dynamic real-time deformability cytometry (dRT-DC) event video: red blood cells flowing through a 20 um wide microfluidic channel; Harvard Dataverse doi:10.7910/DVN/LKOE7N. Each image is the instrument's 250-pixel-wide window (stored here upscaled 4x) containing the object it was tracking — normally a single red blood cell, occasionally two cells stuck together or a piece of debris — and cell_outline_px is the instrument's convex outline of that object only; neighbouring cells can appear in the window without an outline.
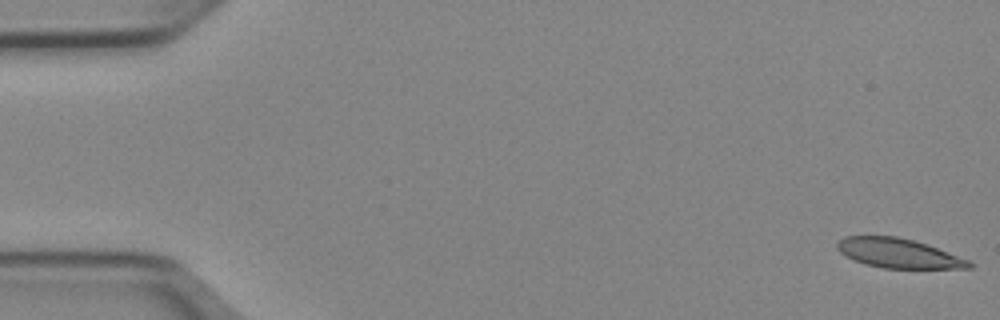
{"species": "Egyptian fruit bat (a non-hibernating species)", "species_latin": "Rousettus aegyptiacus", "temperature_condition": "cold", "stored_images_in_passage": 51, "camera_frame_rate_fps": 3000, "um_per_image_px": 0.085, "animal": {"sex": "female"}, "frame": {"image": 1, "passage_image": 1, "time_ms": 0.0, "image_size_px": [1000, 320], "cell_outline_px": [[972, 268], [884, 268], [864, 264], [852, 260], [840, 252], [836, 248], [836, 244], [844, 236], [896, 236], [912, 240], [936, 248], [968, 260], [972, 264]], "centroid_in_image_um": [76.29, 21.53], "position_along_channel_um": 8.7, "area_um2": 22.31}}
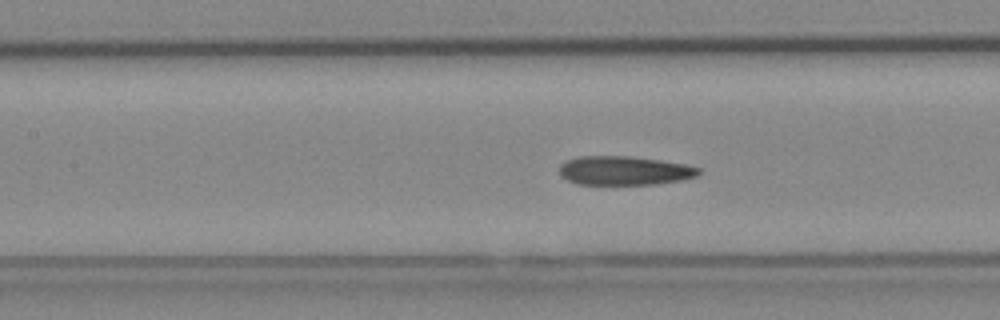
{"frame": {"image": 2, "passage_image": 23, "time_ms": 7.333, "image_size_px": [1000, 320], "cell_outline_px": [[700, 172], [696, 176], [684, 180], [656, 184], [576, 184], [560, 176], [560, 164], [564, 160], [580, 156], [628, 156], [660, 160], [684, 164], [700, 168]], "centroid_in_image_um": [53.05, 14.5], "position_along_channel_um": 154.4, "area_um2": 23.58}}
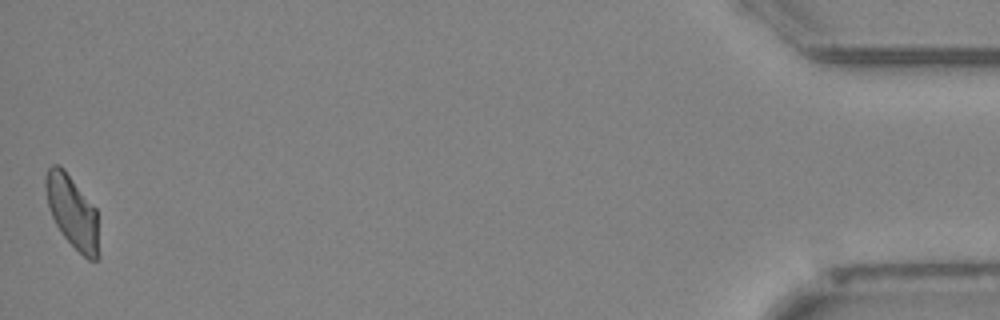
{"frame": {"image": 3, "passage_image": 51, "time_ms": 16.667, "image_size_px": [1000, 320], "cell_outline_px": [[100, 256], [96, 260], [88, 260], [64, 236], [56, 224], [48, 208], [44, 188], [44, 180], [48, 168], [52, 164], [60, 164], [64, 168], [96, 208]], "centroid_in_image_um": [6.15, 17.98], "position_along_channel_um": 429.1, "area_um2": 22.72}, "authors_computed_cell_mechanics": {"area_um2": 23.9292, "velocity_mm_per_s": 3.9455, "shape_relaxation_time_tau1_ms": null, "shape_relaxation_time_tau2_ms": 2.609, "deformation_change_tau1": null, "deformation_change_tau2": 0.0872}}